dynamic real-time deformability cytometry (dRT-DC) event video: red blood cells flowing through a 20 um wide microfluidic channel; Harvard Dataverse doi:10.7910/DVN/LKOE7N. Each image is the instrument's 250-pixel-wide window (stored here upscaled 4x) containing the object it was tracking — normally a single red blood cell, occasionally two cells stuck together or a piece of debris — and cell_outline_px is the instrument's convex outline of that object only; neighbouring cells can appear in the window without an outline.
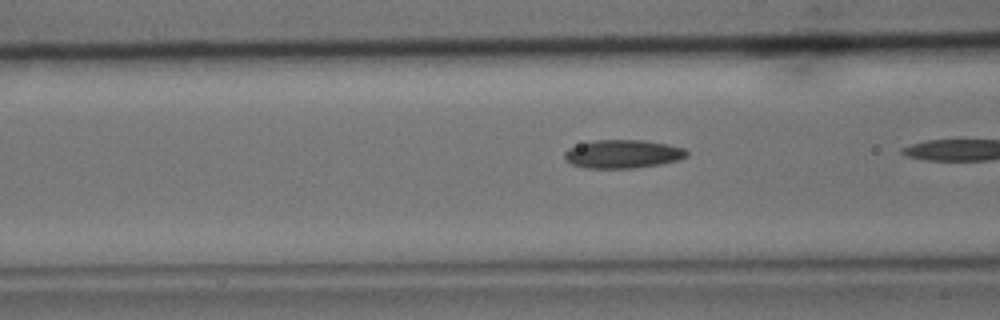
{"species": "common noctule bat (a hibernating species)", "species_latin": "Nyctalus noctula", "temperature_condition": "cold", "stored_images_in_passage": 6, "camera_frame_rate_fps": 3000, "um_per_image_px": 0.085, "animal": {"sex": "male", "body_mass_g": 15.6}, "frame": {"image": 1, "passage_image": 5, "time_ms": 1.333, "image_size_px": [1000, 320], "cell_outline_px": [[688, 156], [680, 160], [660, 164], [632, 168], [584, 168], [572, 164], [564, 160], [564, 152], [568, 148], [592, 140], [644, 140], [668, 144], [684, 148], [688, 152]], "centroid_in_image_um": [52.93, 13.09], "position_along_channel_um": 113.7, "area_um2": 20.4}}